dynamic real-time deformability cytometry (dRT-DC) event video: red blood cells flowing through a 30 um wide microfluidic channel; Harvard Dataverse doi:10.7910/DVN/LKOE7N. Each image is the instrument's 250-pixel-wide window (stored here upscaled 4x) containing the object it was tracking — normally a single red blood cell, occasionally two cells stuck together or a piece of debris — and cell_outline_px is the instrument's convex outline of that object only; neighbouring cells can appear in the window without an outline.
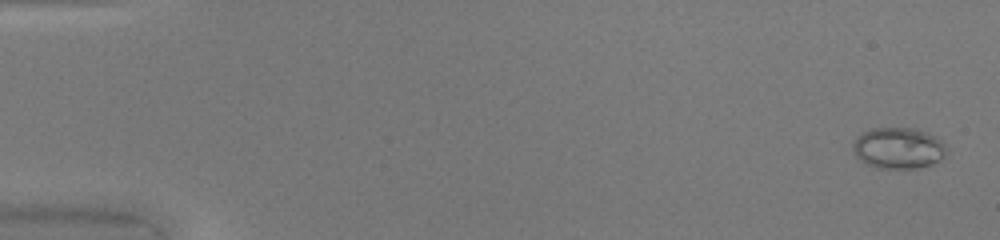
{"species": "common noctule bat (a hibernating species)", "species_latin": "Nyctalus noctula", "temperature_condition": "warm", "stored_images_in_passage": 47, "camera_frame_rate_fps": 3000, "um_per_image_px": 0.085, "animal": {"sex": "female", "body_mass_g": 20.0, "forearm_length_mm": 54.0}, "frame": {"image": 1, "passage_image": 2, "time_ms": 0.333, "image_size_px": [1000, 240], "cell_outline_px": [[944, 156], [940, 160], [932, 164], [916, 168], [876, 168], [868, 164], [856, 156], [852, 148], [852, 144], [856, 136], [860, 132], [872, 128], [916, 128], [936, 136], [944, 144]], "centroid_in_image_um": [76.32, 12.57], "position_along_channel_um": 8.7, "area_um2": 22.48}}
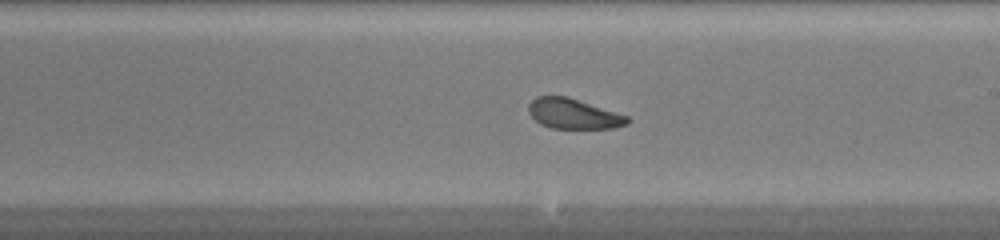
{"frame": {"image": 2, "passage_image": 30, "time_ms": 9.667, "image_size_px": [1000, 240], "cell_outline_px": [[632, 120], [628, 124], [612, 128], [552, 128], [540, 124], [528, 112], [528, 104], [536, 96], [568, 96], [628, 116]], "centroid_in_image_um": [48.75, 9.66], "position_along_channel_um": 240.3, "area_um2": 17.4}}
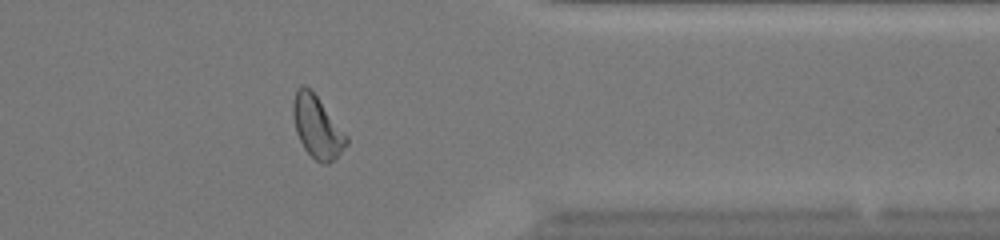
{"frame": {"image": 3, "passage_image": 41, "time_ms": 13.333, "image_size_px": [1000, 240], "cell_outline_px": [[348, 144], [328, 164], [320, 164], [304, 148], [296, 132], [292, 116], [292, 104], [296, 88], [300, 84], [304, 84], [316, 96], [348, 136]], "centroid_in_image_um": [26.93, 10.78], "position_along_channel_um": 384.5, "area_um2": 19.13}}